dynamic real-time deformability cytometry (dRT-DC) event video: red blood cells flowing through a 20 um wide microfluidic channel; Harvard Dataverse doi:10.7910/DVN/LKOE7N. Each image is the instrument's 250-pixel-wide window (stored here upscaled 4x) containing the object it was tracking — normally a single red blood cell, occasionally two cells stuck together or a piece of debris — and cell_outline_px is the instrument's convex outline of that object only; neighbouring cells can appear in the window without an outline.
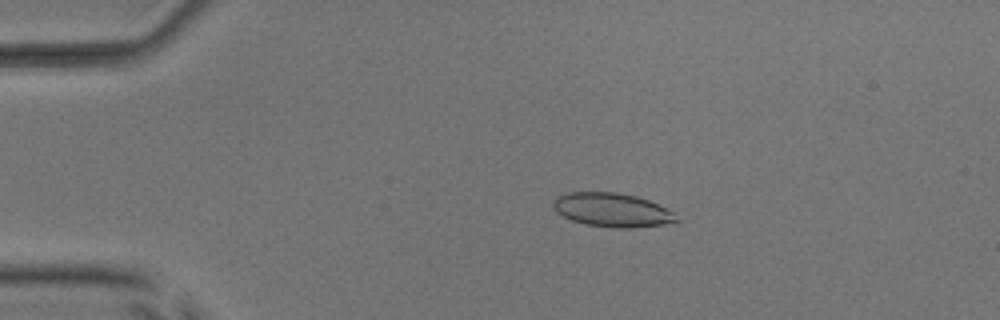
{"species": "common noctule bat (a hibernating species)", "species_latin": "Nyctalus noctula", "temperature_condition": "room temperature", "stored_images_in_passage": 52, "camera_frame_rate_fps": 3000, "um_per_image_px": 0.085, "animal": {"sex": "male", "body_mass_g": 17.9, "forearm_length_mm": 54.2}, "frame": {"image": 1, "passage_image": 11, "time_ms": 3.333, "image_size_px": [1000, 320], "cell_outline_px": [[680, 220], [676, 224], [632, 228], [612, 228], [584, 224], [572, 220], [556, 212], [552, 208], [552, 200], [556, 196], [568, 192], [616, 192], [636, 196], [648, 200], [668, 208], [676, 212]], "centroid_in_image_um": [52.09, 17.86], "position_along_channel_um": 32.9, "area_um2": 25.03}}
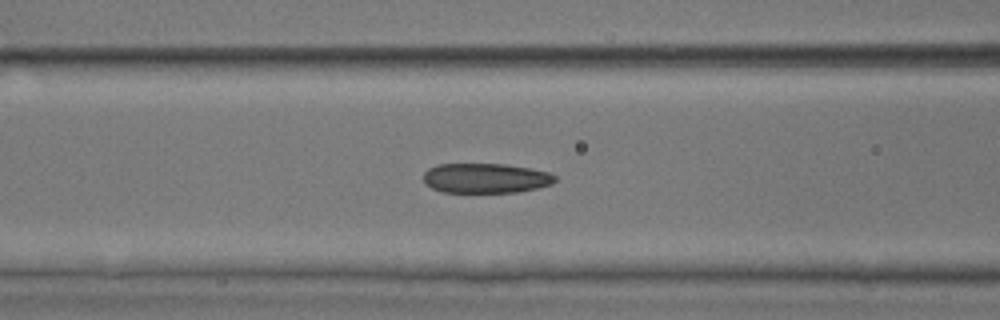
{"frame": {"image": 2, "passage_image": 22, "time_ms": 7.0, "image_size_px": [1000, 320], "cell_outline_px": [[556, 180], [552, 184], [536, 188], [516, 192], [440, 192], [424, 184], [424, 172], [428, 168], [436, 164], [504, 164], [528, 168], [548, 172], [556, 176]], "centroid_in_image_um": [41.24, 15.14], "position_along_channel_um": 125.4, "area_um2": 22.89}}
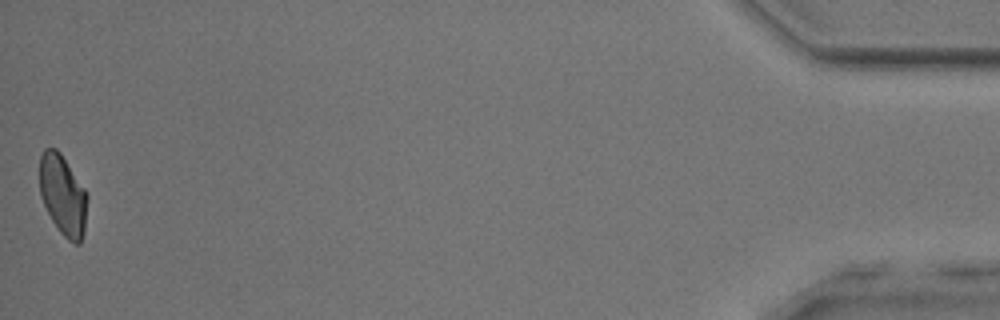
{"frame": {"image": 3, "passage_image": 52, "time_ms": 17.0, "image_size_px": [1000, 320], "cell_outline_px": [[88, 196], [84, 232], [80, 244], [76, 244], [68, 240], [60, 232], [52, 220], [40, 196], [40, 156], [44, 148], [56, 148], [60, 152], [84, 188]], "centroid_in_image_um": [5.35, 16.59], "position_along_channel_um": 429.9, "area_um2": 22.25}, "authors_computed_cell_mechanics": {"area_um2": 23.7558, "velocity_mm_per_s": 3.985, "shape_relaxation_time_tau1_ms": 4.0784, "shape_relaxation_time_tau2_ms": 1.942, "deformation_change_tau1": 0.1321, "deformation_change_tau2": 0.078}}